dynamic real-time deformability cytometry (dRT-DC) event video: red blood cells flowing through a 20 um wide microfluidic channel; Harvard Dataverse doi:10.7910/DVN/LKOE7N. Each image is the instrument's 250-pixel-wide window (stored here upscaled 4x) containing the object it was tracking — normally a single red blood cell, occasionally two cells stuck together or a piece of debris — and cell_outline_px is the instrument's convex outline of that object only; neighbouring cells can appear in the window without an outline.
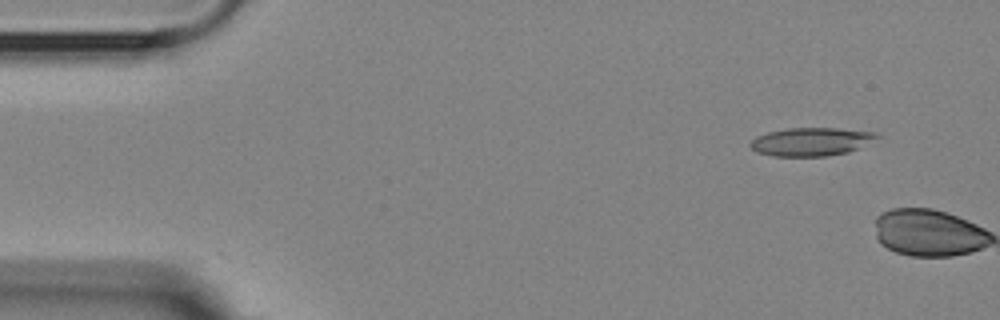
{"species": "Egyptian fruit bat (a non-hibernating species)", "species_latin": "Rousettus aegyptiacus", "temperature_condition": "room temperature", "stored_images_in_passage": 2, "camera_frame_rate_fps": 3000, "um_per_image_px": 0.085, "animal": {"sex": "female"}, "frame": {"image": 1, "passage_image": 1, "time_ms": 0.0, "image_size_px": [1000, 320], "cell_outline_px": [[884, 136], [848, 152], [824, 156], [772, 156], [756, 152], [748, 144], [756, 136], [768, 132], [788, 128], [836, 128], [880, 132]], "centroid_in_image_um": [68.99, 12.03], "position_along_channel_um": 16.0, "area_um2": 21.04}}